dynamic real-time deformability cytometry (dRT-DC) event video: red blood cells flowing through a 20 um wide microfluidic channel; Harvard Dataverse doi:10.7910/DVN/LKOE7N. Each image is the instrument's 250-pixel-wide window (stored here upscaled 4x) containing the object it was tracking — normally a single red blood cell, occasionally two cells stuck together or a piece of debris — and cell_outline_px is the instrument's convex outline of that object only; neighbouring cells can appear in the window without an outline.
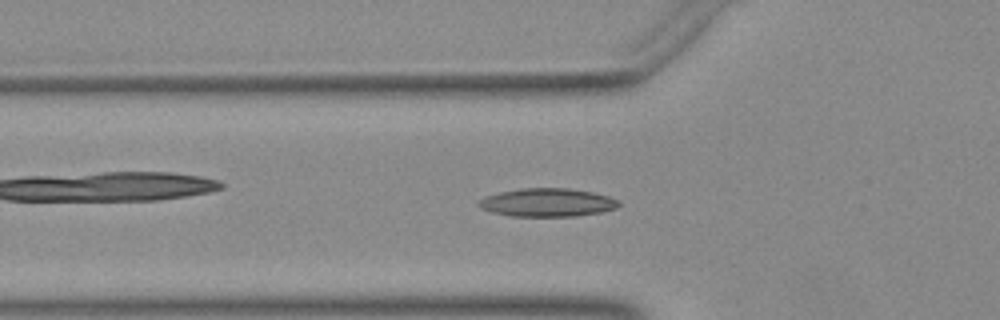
{"species": "Egyptian fruit bat (a non-hibernating species)", "species_latin": "Rousettus aegyptiacus", "temperature_condition": "warm", "stored_images_in_passage": 44, "camera_frame_rate_fps": 3000, "um_per_image_px": 0.085, "animal": {"sex": "female"}, "frame": {"image": 1, "passage_image": 17, "time_ms": 5.333, "image_size_px": [1000, 320], "cell_outline_px": [[620, 204], [616, 208], [600, 212], [576, 216], [512, 216], [492, 212], [480, 208], [476, 204], [484, 196], [500, 192], [520, 188], [568, 188], [592, 192], [608, 196], [620, 200]], "centroid_in_image_um": [46.51, 17.21], "position_along_channel_um": 79.3, "area_um2": 23.12}}
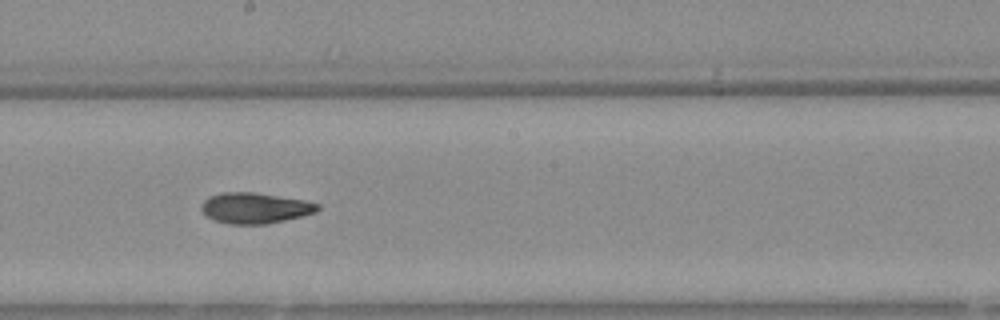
{"frame": {"image": 2, "passage_image": 28, "time_ms": 9.0, "image_size_px": [1000, 320], "cell_outline_px": [[320, 208], [316, 212], [268, 224], [228, 224], [212, 220], [200, 208], [204, 200], [208, 196], [220, 192], [252, 192], [304, 200], [320, 204]], "centroid_in_image_um": [21.64, 17.68], "position_along_channel_um": 226.6, "area_um2": 20.81}}
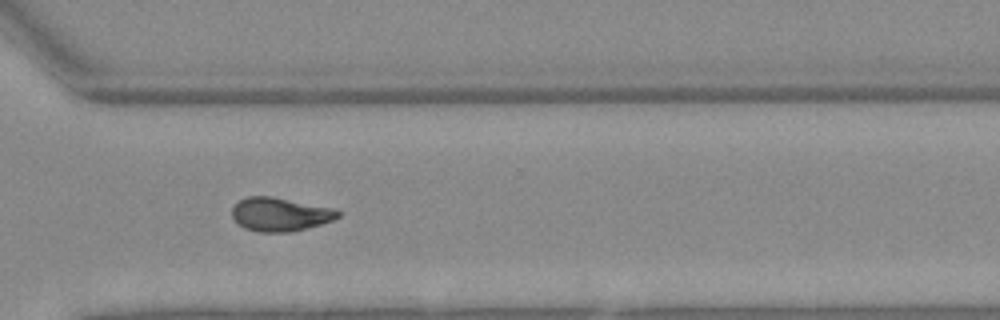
{"frame": {"image": 3, "passage_image": 37, "time_ms": 12.0, "image_size_px": [1000, 320], "cell_outline_px": [[340, 216], [332, 220], [320, 224], [288, 232], [260, 232], [244, 228], [236, 224], [232, 216], [232, 208], [240, 200], [248, 196], [272, 196], [336, 208], [340, 212]], "centroid_in_image_um": [23.79, 18.21], "position_along_channel_um": 346.8, "area_um2": 20.81}}